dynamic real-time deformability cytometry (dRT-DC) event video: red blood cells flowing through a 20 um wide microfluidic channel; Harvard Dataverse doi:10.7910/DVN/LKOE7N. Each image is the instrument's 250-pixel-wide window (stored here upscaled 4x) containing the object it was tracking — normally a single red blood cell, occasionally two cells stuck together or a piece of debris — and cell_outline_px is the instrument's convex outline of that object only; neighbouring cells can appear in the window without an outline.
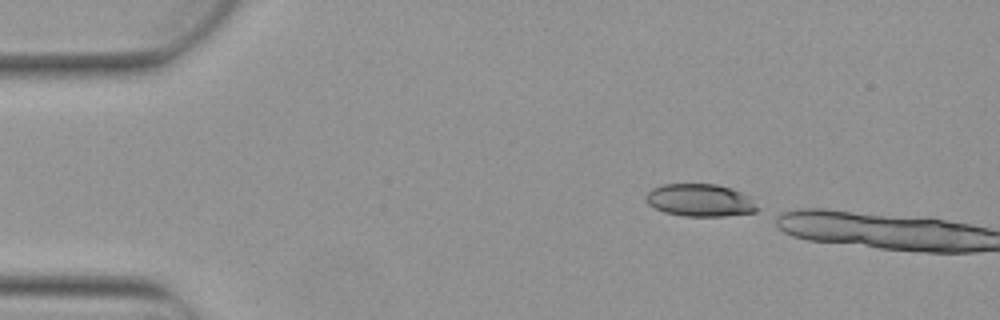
{"species": "Egyptian fruit bat (a non-hibernating species)", "species_latin": "Rousettus aegyptiacus", "temperature_condition": "warm", "stored_images_in_passage": 2, "camera_frame_rate_fps": 3000, "um_per_image_px": 0.085, "animal": {"sex": "female"}, "frame": {"image": 1, "passage_image": 1, "time_ms": 0.0, "image_size_px": [1000, 320], "cell_outline_px": [[760, 208], [756, 212], [724, 216], [684, 216], [664, 212], [648, 204], [644, 200], [644, 196], [652, 188], [664, 184], [716, 184], [732, 188], [752, 196]], "centroid_in_image_um": [59.55, 17.02], "position_along_channel_um": 25.5, "area_um2": 21.5}}